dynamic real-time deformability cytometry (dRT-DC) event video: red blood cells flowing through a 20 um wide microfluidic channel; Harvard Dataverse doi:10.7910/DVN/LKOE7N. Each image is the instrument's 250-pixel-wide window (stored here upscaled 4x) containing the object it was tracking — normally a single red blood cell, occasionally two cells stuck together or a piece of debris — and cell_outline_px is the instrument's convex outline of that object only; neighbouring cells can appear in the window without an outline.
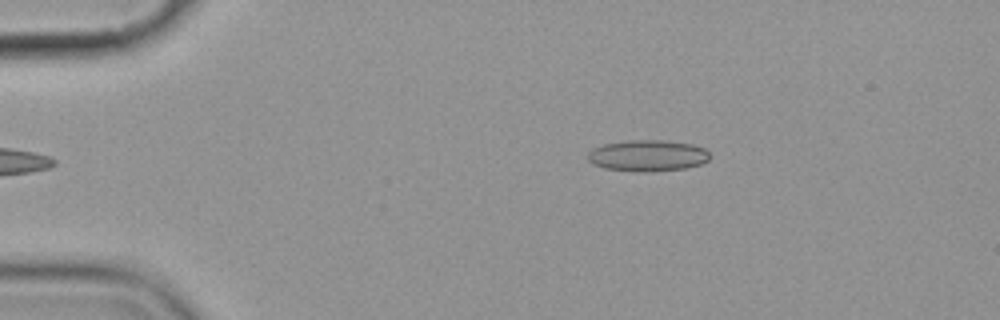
{"species": "common noctule bat (a hibernating species)", "species_latin": "Nyctalus noctula", "temperature_condition": "cold", "stored_images_in_passage": 6, "camera_frame_rate_fps": 3000, "um_per_image_px": 0.085, "animal": {"sex": "female", "body_mass_g": 19.9}, "frame": {"image": 1, "passage_image": 6, "time_ms": 6.0, "image_size_px": [1000, 320], "cell_outline_px": [[708, 160], [700, 164], [684, 168], [644, 172], [636, 172], [604, 168], [592, 164], [588, 160], [588, 152], [592, 148], [604, 144], [632, 140], [668, 140], [692, 144], [704, 148], [708, 152]], "centroid_in_image_um": [55.02, 13.22], "position_along_channel_um": 30.0, "area_um2": 22.25}}